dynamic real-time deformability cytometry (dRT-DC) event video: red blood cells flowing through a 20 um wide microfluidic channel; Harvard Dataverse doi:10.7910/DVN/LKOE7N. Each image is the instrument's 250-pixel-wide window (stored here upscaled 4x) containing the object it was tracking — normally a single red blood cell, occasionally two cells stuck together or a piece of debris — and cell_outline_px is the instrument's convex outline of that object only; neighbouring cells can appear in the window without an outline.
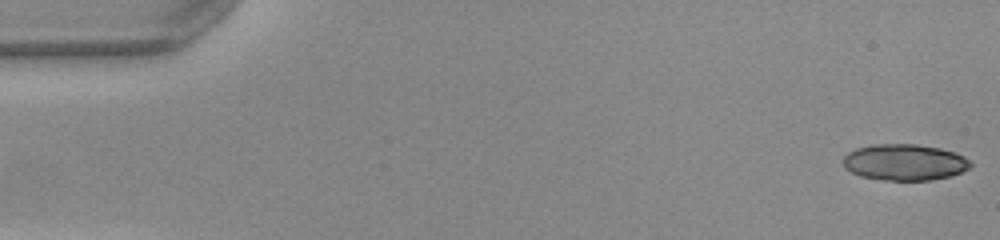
{"species": "common noctule bat (a hibernating species)", "species_latin": "Nyctalus noctula", "temperature_condition": "warm", "stored_images_in_passage": 28, "camera_frame_rate_fps": 3000, "um_per_image_px": 0.085, "animal": {"sex": "female", "body_mass_g": 22.0, "forearm_length_mm": 56.7}, "frame": {"image": 1, "passage_image": 1, "time_ms": 0.0, "image_size_px": [1000, 240], "cell_outline_px": [[972, 164], [968, 168], [960, 172], [948, 176], [932, 180], [884, 180], [860, 176], [844, 168], [844, 156], [848, 152], [856, 148], [872, 144], [916, 144], [940, 148], [964, 156]], "centroid_in_image_um": [76.85, 13.78], "position_along_channel_um": 8.1, "area_um2": 26.76}}
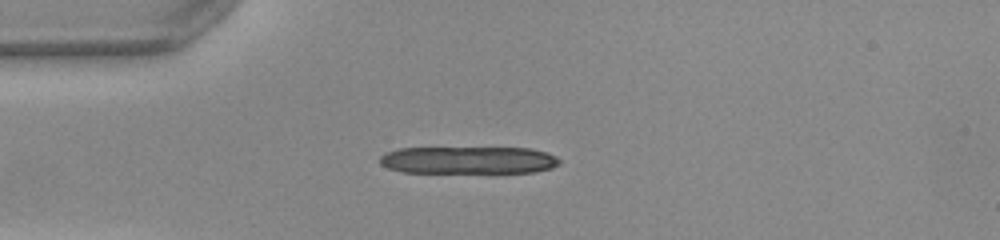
{"frame": {"image": 2, "passage_image": 13, "time_ms": 4.0, "image_size_px": [1000, 240], "cell_outline_px": [[560, 164], [552, 168], [536, 172], [404, 172], [388, 168], [380, 164], [380, 156], [384, 152], [400, 148], [528, 148], [548, 152], [556, 156], [560, 160]], "centroid_in_image_um": [39.83, 13.6], "position_along_channel_um": 45.2, "area_um2": 28.73}}